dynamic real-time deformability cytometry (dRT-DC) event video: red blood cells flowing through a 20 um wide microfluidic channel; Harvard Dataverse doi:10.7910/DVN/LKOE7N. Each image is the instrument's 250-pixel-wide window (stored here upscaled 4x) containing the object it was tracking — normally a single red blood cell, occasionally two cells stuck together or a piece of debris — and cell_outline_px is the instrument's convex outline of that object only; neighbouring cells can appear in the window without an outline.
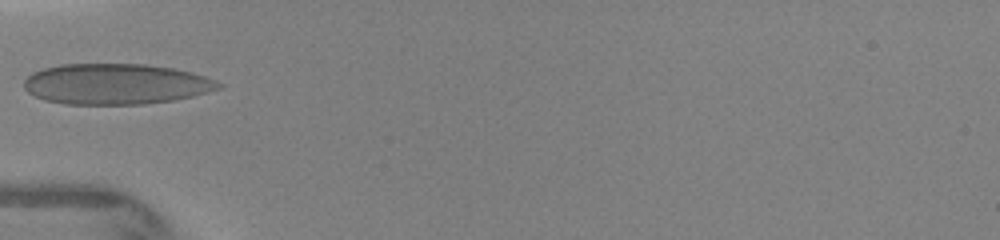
{"species": "human", "species_latin": "Homo sapiens", "temperature_condition": "warm", "stored_images_in_passage": 5, "camera_frame_rate_fps": 3000, "um_per_image_px": 0.085, "donor": {"sex": "female"}, "frame": {"image": 1, "passage_image": 5, "time_ms": 4.0, "image_size_px": [1000, 240], "cell_outline_px": [[224, 84], [220, 88], [208, 92], [192, 96], [172, 100], [144, 104], [68, 104], [44, 100], [28, 92], [24, 88], [24, 80], [32, 72], [44, 68], [60, 64], [144, 64], [172, 68], [192, 72], [216, 80]], "centroid_in_image_um": [9.85, 7.14], "position_along_channel_um": 75.2, "area_um2": 46.12}}